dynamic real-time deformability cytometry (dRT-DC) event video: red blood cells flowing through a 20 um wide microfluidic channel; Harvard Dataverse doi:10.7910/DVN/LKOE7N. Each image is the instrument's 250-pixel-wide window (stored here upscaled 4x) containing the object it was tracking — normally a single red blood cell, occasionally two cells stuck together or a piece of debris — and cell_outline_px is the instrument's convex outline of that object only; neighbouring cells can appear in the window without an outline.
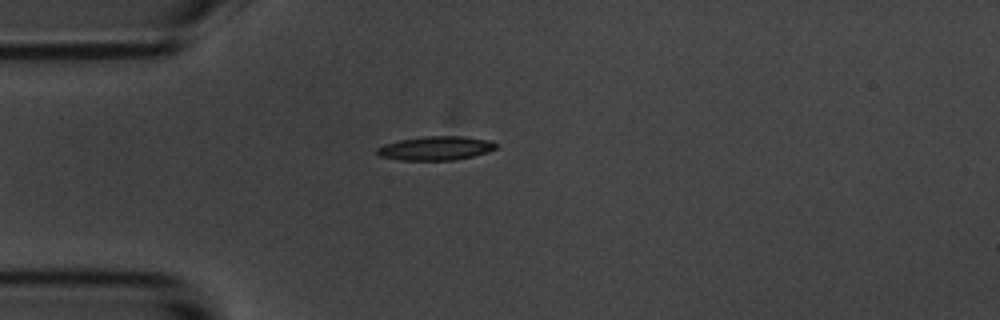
{"species": "common noctule bat (a hibernating species)", "species_latin": "Nyctalus noctula", "temperature_condition": "room temperature", "stored_images_in_passage": 42, "camera_frame_rate_fps": 3000, "um_per_image_px": 0.085, "animal": {"sex": "male", "body_mass_g": 20.1, "forearm_length_mm": 53.5}, "frame": {"image": 1, "passage_image": 1, "time_ms": 0.0, "image_size_px": [1000, 320], "cell_outline_px": [[496, 148], [488, 152], [456, 160], [400, 160], [380, 156], [376, 152], [376, 148], [384, 144], [400, 140], [428, 136], [460, 136], [488, 140], [496, 144]], "centroid_in_image_um": [37.01, 12.6], "position_along_channel_um": 48.0, "area_um2": 16.42}}
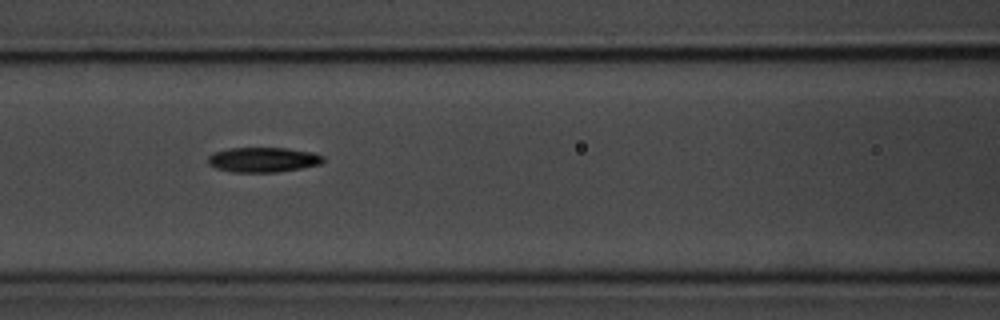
{"frame": {"image": 2, "passage_image": 10, "time_ms": 3.0, "image_size_px": [1000, 320], "cell_outline_px": [[324, 160], [320, 164], [300, 168], [276, 172], [232, 172], [216, 168], [208, 164], [208, 156], [212, 152], [228, 148], [284, 148], [312, 152], [324, 156]], "centroid_in_image_um": [22.32, 13.57], "position_along_channel_um": 144.3, "area_um2": 16.7}}
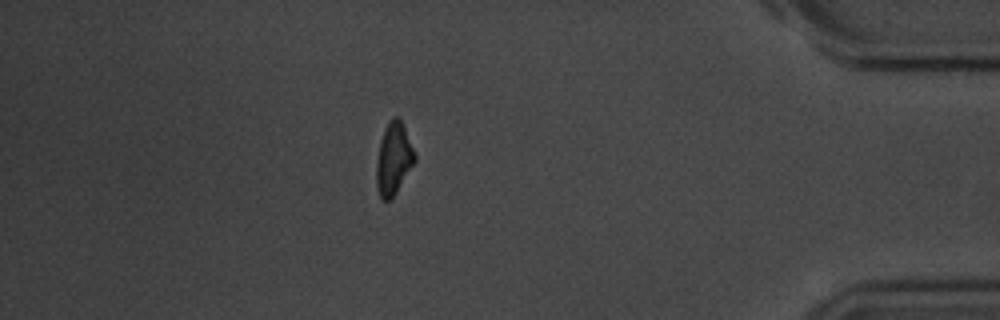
{"frame": {"image": 3, "passage_image": 35, "time_ms": 11.333, "image_size_px": [1000, 320], "cell_outline_px": [[416, 160], [396, 192], [388, 200], [384, 200], [380, 196], [376, 184], [376, 164], [380, 140], [384, 128], [388, 120], [392, 116], [400, 116], [416, 156]], "centroid_in_image_um": [33.45, 13.42], "position_along_channel_um": 401.8, "area_um2": 16.07}, "authors_computed_cell_mechanics": {"area_um2": 16.1262, "velocity_mm_per_s": 3.5961, "shape_relaxation_time_tau1_ms": 3.6209, "shape_relaxation_time_tau2_ms": 4.7765, "deformation_change_tau1": 0.1541, "deformation_change_tau2": 0.1279}}